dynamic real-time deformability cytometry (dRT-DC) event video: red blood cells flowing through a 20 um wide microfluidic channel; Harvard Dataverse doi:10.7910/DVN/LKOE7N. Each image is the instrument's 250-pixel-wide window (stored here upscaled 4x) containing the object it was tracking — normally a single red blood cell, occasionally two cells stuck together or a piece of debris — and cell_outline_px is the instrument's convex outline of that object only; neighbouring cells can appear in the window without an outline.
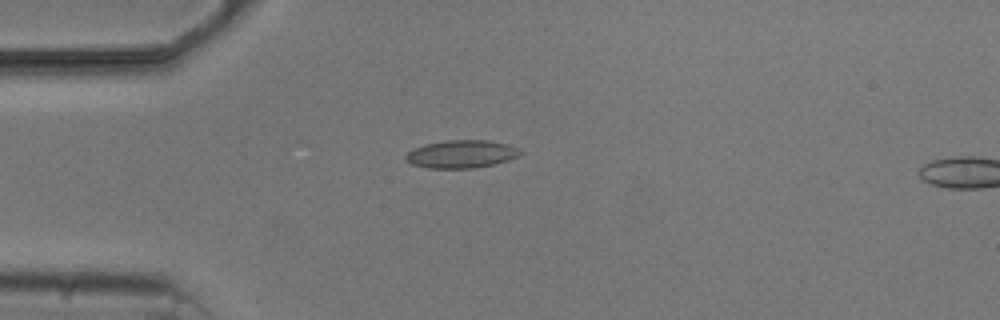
{"species": "common noctule bat (a hibernating species)", "species_latin": "Nyctalus noctula", "temperature_condition": "cold", "stored_images_in_passage": 4, "camera_frame_rate_fps": 3000, "um_per_image_px": 0.085, "animal": {"sex": "male", "body_mass_g": 20.5, "forearm_length_mm": 52.5}, "frame": {"image": 1, "passage_image": 3, "time_ms": 3.333, "image_size_px": [1000, 320], "cell_outline_px": [[524, 152], [520, 156], [508, 160], [476, 168], [428, 168], [412, 164], [404, 156], [412, 148], [424, 144], [444, 140], [488, 140], [504, 144], [516, 148]], "centroid_in_image_um": [39.2, 13.09], "position_along_channel_um": 45.8, "area_um2": 18.55}}